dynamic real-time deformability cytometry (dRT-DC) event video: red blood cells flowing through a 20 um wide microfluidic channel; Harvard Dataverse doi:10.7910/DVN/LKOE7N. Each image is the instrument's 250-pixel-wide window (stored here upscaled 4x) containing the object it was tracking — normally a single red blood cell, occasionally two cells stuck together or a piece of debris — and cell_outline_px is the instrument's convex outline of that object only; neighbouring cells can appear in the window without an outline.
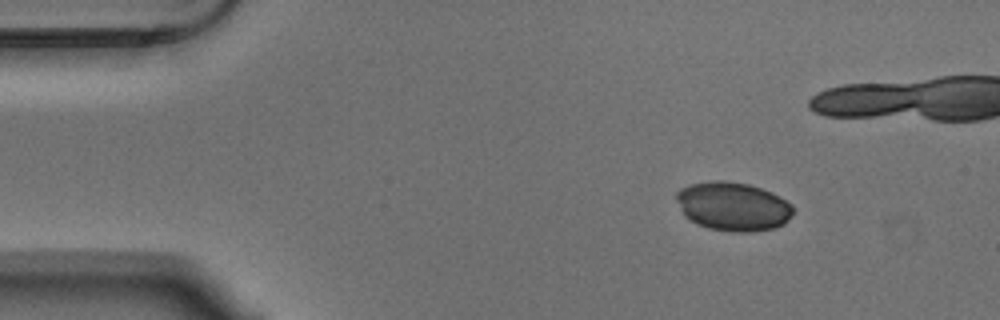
{"species": "Egyptian fruit bat (a non-hibernating species)", "species_latin": "Rousettus aegyptiacus", "temperature_condition": "warm", "stored_images_in_passage": 39, "camera_frame_rate_fps": 3000, "um_per_image_px": 0.085, "animal": {"sex": "male"}, "frame": {"image": 1, "passage_image": 1, "time_ms": 0.0, "image_size_px": [1000, 320], "cell_outline_px": [[792, 212], [788, 220], [784, 224], [776, 228], [748, 232], [732, 232], [708, 228], [696, 224], [684, 216], [676, 200], [676, 192], [680, 188], [688, 184], [712, 180], [724, 180], [748, 184], [772, 192], [780, 196], [792, 204]], "centroid_in_image_um": [62.28, 17.54], "position_along_channel_um": 22.7, "area_um2": 33.52}}
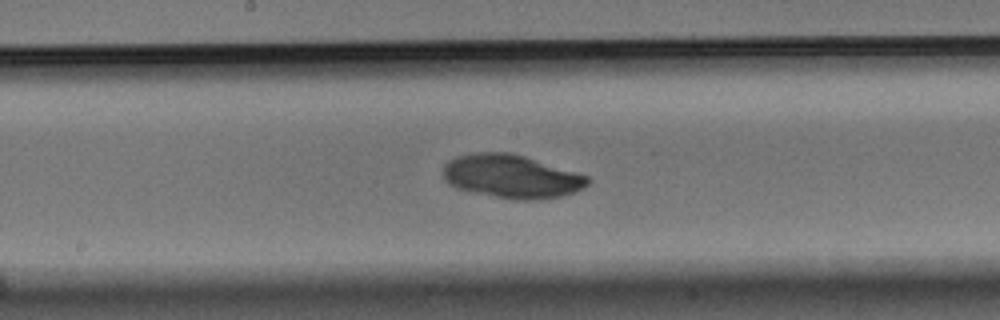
{"frame": {"image": 2, "passage_image": 22, "time_ms": 7.0, "image_size_px": [1000, 320], "cell_outline_px": [[592, 180], [584, 188], [560, 196], [532, 200], [520, 200], [472, 192], [448, 184], [444, 180], [444, 164], [448, 160], [456, 156], [476, 152], [508, 152], [524, 156], [588, 176]], "centroid_in_image_um": [43.46, 14.98], "position_along_channel_um": 204.7, "area_um2": 36.24}}
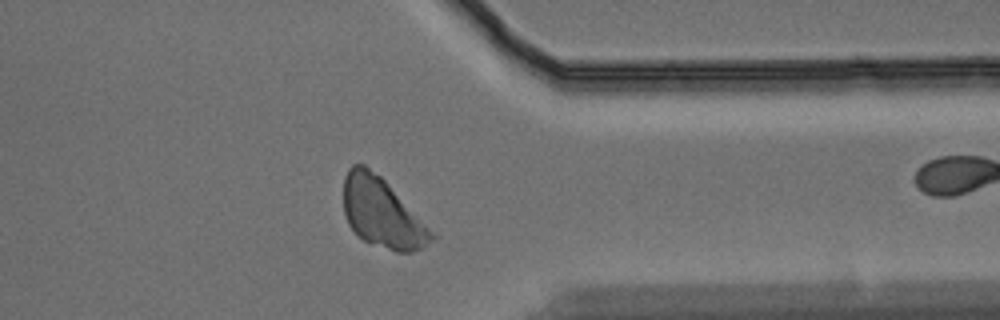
{"frame": {"image": 3, "passage_image": 37, "time_ms": 12.0, "image_size_px": [1000, 320], "cell_outline_px": [[436, 236], [424, 248], [412, 252], [396, 252], [364, 240], [356, 236], [348, 224], [344, 212], [344, 176], [348, 168], [352, 164], [364, 164], [380, 176], [384, 180]], "centroid_in_image_um": [32.43, 18.1], "position_along_channel_um": 379.0, "area_um2": 35.08}}